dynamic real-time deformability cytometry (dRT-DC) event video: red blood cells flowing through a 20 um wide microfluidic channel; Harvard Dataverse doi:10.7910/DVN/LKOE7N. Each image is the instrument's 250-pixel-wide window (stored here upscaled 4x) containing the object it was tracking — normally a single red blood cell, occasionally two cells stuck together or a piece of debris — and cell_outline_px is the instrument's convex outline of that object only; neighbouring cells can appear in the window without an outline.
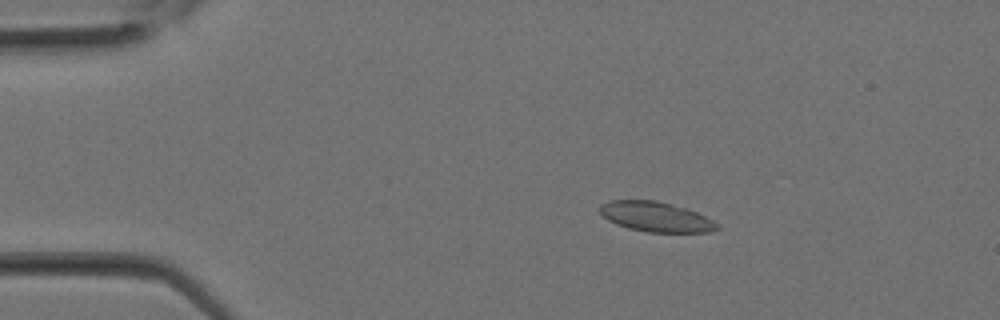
{"species": "Egyptian fruit bat (a non-hibernating species)", "species_latin": "Rousettus aegyptiacus", "temperature_condition": "room temperature", "stored_images_in_passage": 13, "camera_frame_rate_fps": 3000, "um_per_image_px": 0.085, "animal": {"sex": "female"}, "frame": {"image": 1, "passage_image": 5, "time_ms": 1.333, "image_size_px": [1000, 320], "cell_outline_px": [[720, 228], [712, 232], [648, 232], [628, 228], [616, 224], [608, 220], [600, 212], [600, 204], [608, 200], [656, 200], [684, 208], [696, 212], [720, 224]], "centroid_in_image_um": [55.75, 18.43], "position_along_channel_um": 29.3, "area_um2": 20.4}}
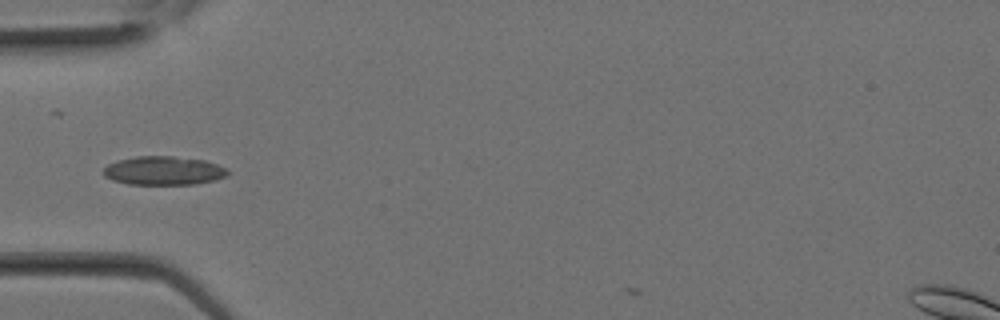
{"frame": {"image": 2, "passage_image": 9, "time_ms": 2.667, "image_size_px": [1000, 320], "cell_outline_px": [[232, 172], [216, 180], [196, 184], [128, 184], [112, 180], [104, 176], [104, 168], [108, 164], [116, 160], [136, 156], [172, 156], [204, 160], [216, 164]], "centroid_in_image_um": [13.89, 14.5], "position_along_channel_um": 71.1, "area_um2": 20.81}}
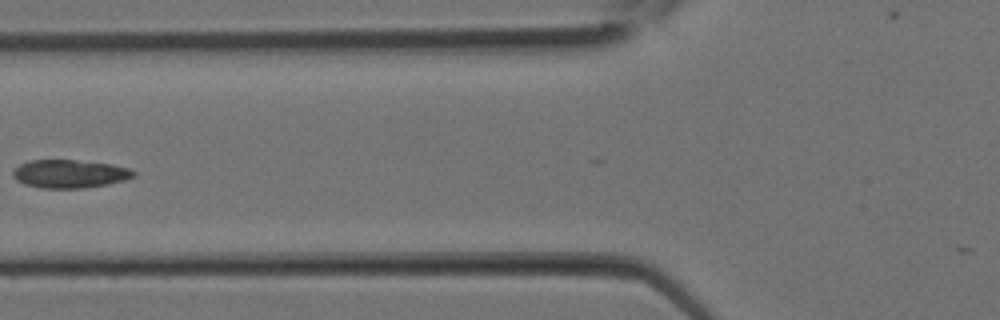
{"frame": {"image": 3, "passage_image": 11, "time_ms": 3.333, "image_size_px": [1000, 320], "cell_outline_px": [[136, 176], [124, 180], [108, 184], [84, 188], [40, 188], [24, 184], [16, 180], [12, 176], [12, 172], [20, 164], [28, 160], [76, 160], [108, 164], [128, 168], [136, 172]], "centroid_in_image_um": [5.9, 14.78], "position_along_channel_um": 119.9, "area_um2": 19.83}}